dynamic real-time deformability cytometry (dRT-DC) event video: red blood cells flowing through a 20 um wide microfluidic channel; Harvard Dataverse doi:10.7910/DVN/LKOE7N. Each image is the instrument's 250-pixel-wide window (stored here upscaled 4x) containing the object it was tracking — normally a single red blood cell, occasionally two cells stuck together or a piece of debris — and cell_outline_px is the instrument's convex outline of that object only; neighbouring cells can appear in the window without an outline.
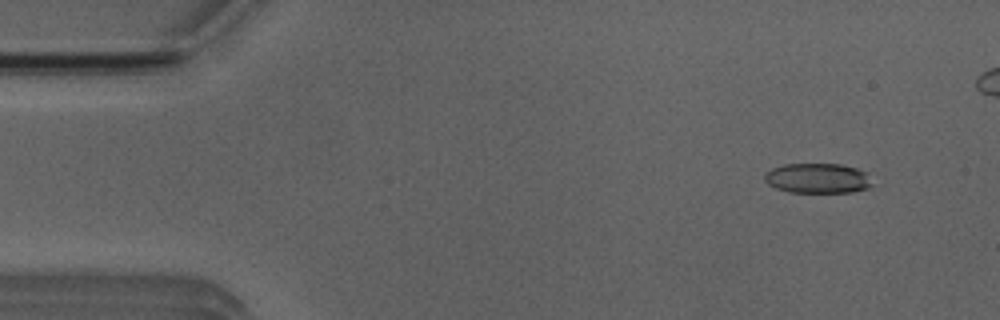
{"species": "Egyptian fruit bat (a non-hibernating species)", "species_latin": "Rousettus aegyptiacus", "temperature_condition": "room temperature", "stored_images_in_passage": 5, "camera_frame_rate_fps": 3000, "um_per_image_px": 0.085, "animal": {"sex": "male"}, "frame": {"image": 1, "passage_image": 2, "time_ms": 1.0, "image_size_px": [1000, 320], "cell_outline_px": [[872, 184], [868, 188], [852, 192], [788, 192], [776, 188], [768, 184], [764, 180], [764, 172], [772, 168], [784, 164], [840, 164], [856, 168], [868, 172]], "centroid_in_image_um": [69.49, 15.15], "position_along_channel_um": 15.5, "area_um2": 18.96}}